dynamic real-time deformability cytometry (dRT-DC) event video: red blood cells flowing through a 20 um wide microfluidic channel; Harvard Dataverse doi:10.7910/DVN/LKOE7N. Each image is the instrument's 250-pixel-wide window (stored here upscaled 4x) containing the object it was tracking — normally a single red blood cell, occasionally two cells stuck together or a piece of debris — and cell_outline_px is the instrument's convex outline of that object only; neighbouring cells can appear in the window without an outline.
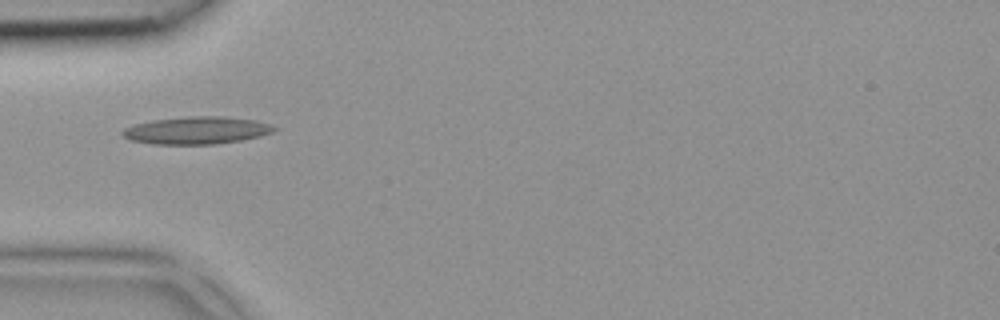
{"species": "common noctule bat (a hibernating species)", "species_latin": "Nyctalus noctula", "temperature_condition": "room temperature", "stored_images_in_passage": 2, "camera_frame_rate_fps": 3000, "um_per_image_px": 0.085, "animal": {"sex": "female", "body_mass_g": 18.4}, "frame": {"image": 1, "passage_image": 2, "time_ms": 0.333, "image_size_px": [1000, 320], "cell_outline_px": [[276, 128], [272, 132], [260, 136], [240, 140], [216, 144], [152, 144], [132, 140], [124, 136], [120, 132], [124, 128], [132, 124], [152, 120], [188, 116], [220, 116], [256, 120], [268, 124]], "centroid_in_image_um": [16.67, 11.07], "position_along_channel_um": 68.3, "area_um2": 24.16}}